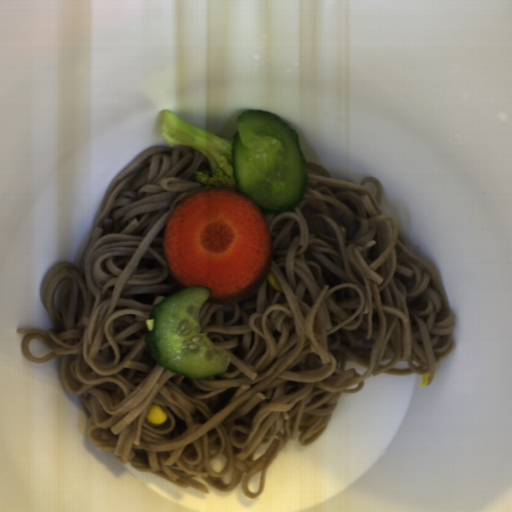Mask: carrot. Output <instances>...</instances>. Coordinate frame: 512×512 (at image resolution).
I'll return each mask as SVG.
<instances>
[{"label": "carrot", "mask_w": 512, "mask_h": 512, "mask_svg": "<svg viewBox=\"0 0 512 512\" xmlns=\"http://www.w3.org/2000/svg\"><path fill=\"white\" fill-rule=\"evenodd\" d=\"M162 251L180 286H208L204 303L223 305L249 298L262 287L275 247L265 212L227 186L178 202L165 223Z\"/></svg>", "instance_id": "b8716197"}]
</instances>
